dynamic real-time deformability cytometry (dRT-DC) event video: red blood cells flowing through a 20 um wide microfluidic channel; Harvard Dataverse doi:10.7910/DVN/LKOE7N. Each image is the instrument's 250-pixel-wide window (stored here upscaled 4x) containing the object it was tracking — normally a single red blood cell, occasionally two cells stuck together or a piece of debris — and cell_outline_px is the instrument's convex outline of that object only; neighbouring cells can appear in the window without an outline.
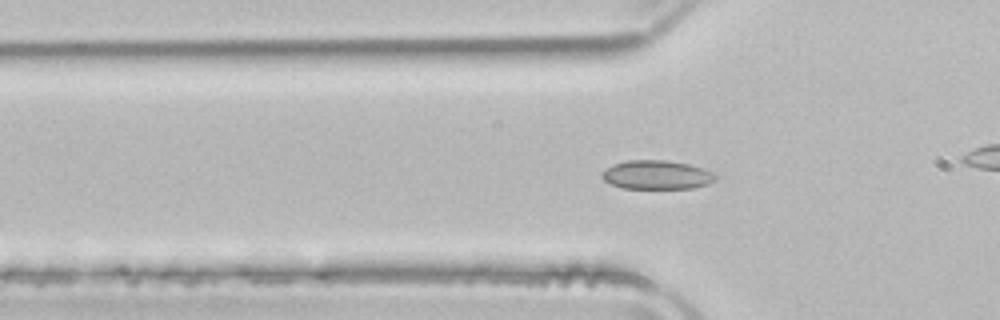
{"species": "common noctule bat (a hibernating species)", "species_latin": "Nyctalus noctula", "temperature_condition": "room temperature", "stored_images_in_passage": 43, "camera_frame_rate_fps": 3000, "um_per_image_px": 0.085, "animal": {"sex": "male", "body_mass_g": 21.5, "forearm_length_mm": 52.0}, "frame": {"image": 1, "passage_image": 7, "time_ms": 2.0, "image_size_px": [1000, 320], "cell_outline_px": [[716, 180], [708, 184], [692, 188], [624, 188], [612, 184], [604, 180], [600, 176], [600, 172], [612, 164], [628, 160], [664, 160], [688, 164], [712, 172], [716, 176]], "centroid_in_image_um": [55.78, 14.86], "position_along_channel_um": 70.0, "area_um2": 19.02}}
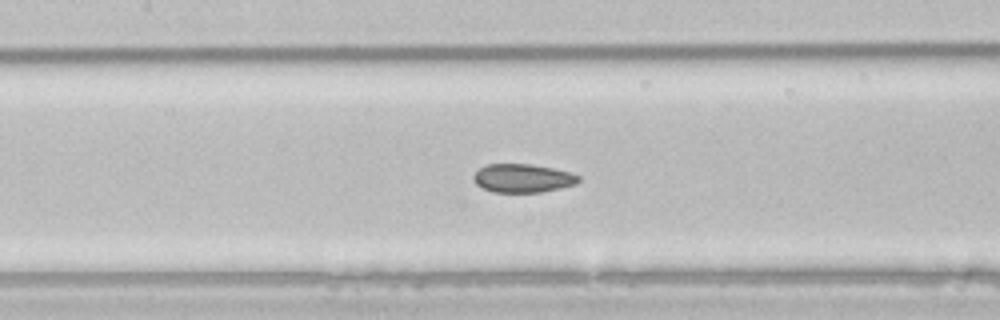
{"frame": {"image": 2, "passage_image": 14, "time_ms": 4.333, "image_size_px": [1000, 320], "cell_outline_px": [[580, 180], [576, 184], [560, 188], [540, 192], [492, 192], [476, 184], [472, 176], [480, 168], [488, 164], [532, 164], [552, 168], [568, 172], [580, 176]], "centroid_in_image_um": [44.43, 15.15], "position_along_channel_um": 163.0, "area_um2": 17.34}}
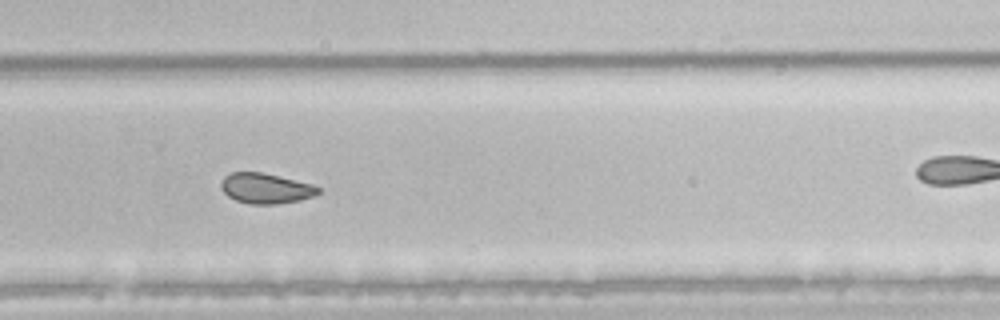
{"frame": {"image": 3, "passage_image": 25, "time_ms": 8.0, "image_size_px": [1000, 320], "cell_outline_px": [[320, 192], [312, 196], [300, 200], [280, 204], [248, 204], [236, 200], [228, 196], [220, 188], [220, 184], [224, 176], [232, 172], [260, 172], [280, 176], [312, 184], [320, 188]], "centroid_in_image_um": [22.57, 16.01], "position_along_channel_um": 307.2, "area_um2": 17.22}, "authors_computed_cell_mechanics": {"area_um2": 18.6116, "velocity_mm_per_s": 3.9527, "shape_relaxation_time_tau1_ms": null, "shape_relaxation_time_tau2_ms": 2.737, "deformation_change_tau1": null, "deformation_change_tau2": 0.0486}}